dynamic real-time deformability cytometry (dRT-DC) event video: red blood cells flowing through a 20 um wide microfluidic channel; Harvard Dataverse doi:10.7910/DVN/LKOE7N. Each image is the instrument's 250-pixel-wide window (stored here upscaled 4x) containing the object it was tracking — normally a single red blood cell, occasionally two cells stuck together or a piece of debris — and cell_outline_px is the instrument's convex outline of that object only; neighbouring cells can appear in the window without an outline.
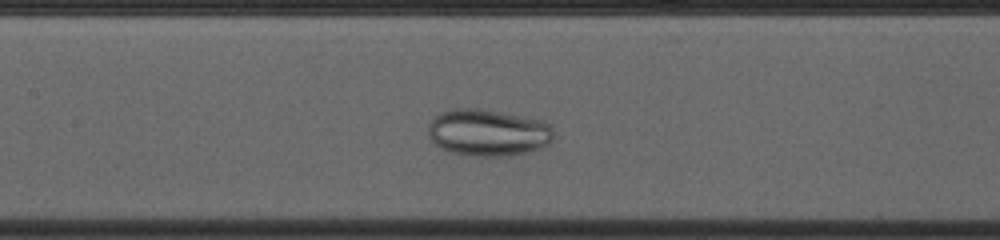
{"species": "common noctule bat (a hibernating species)", "species_latin": "Nyctalus noctula", "temperature_condition": "cold", "stored_images_in_passage": 49, "camera_frame_rate_fps": 3000, "um_per_image_px": 0.085, "animal": {"sex": "female", "body_mass_g": 23.0, "forearm_length_mm": 53.4}, "frame": {"image": 1, "passage_image": 20, "time_ms": 6.333, "image_size_px": [1000, 240], "cell_outline_px": [[552, 140], [548, 144], [540, 148], [508, 156], [476, 156], [452, 152], [440, 148], [428, 136], [428, 124], [432, 116], [448, 108], [480, 108], [540, 120], [548, 124], [552, 128]], "centroid_in_image_um": [41.41, 11.25], "position_along_channel_um": 166.0, "area_um2": 34.28}}
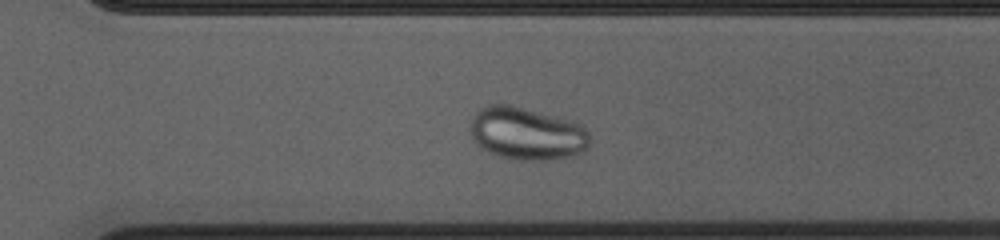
{"frame": {"image": 2, "passage_image": 33, "time_ms": 10.667, "image_size_px": [1000, 240], "cell_outline_px": [[588, 148], [584, 152], [572, 156], [548, 160], [520, 160], [500, 156], [488, 152], [480, 148], [472, 140], [468, 128], [472, 116], [480, 108], [488, 104], [512, 104], [572, 120], [580, 124], [588, 132]], "centroid_in_image_um": [44.73, 11.34], "position_along_channel_um": 325.9, "area_um2": 37.34}}
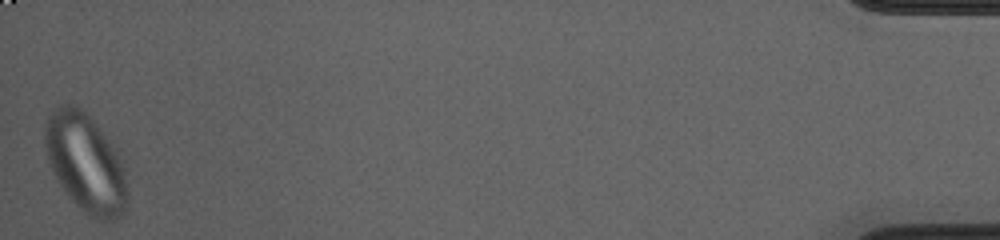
{"frame": {"image": 3, "passage_image": 49, "time_ms": 16.0, "image_size_px": [1000, 240], "cell_outline_px": [[128, 208], [124, 212], [112, 220], [100, 220], [92, 216], [80, 208], [72, 200], [60, 184], [52, 172], [48, 160], [44, 140], [44, 128], [48, 116], [60, 104], [72, 104], [80, 108], [100, 128], [112, 144], [120, 156], [124, 172], [128, 192]], "centroid_in_image_um": [7.28, 13.85], "position_along_channel_um": 427.9, "area_um2": 46.99}}